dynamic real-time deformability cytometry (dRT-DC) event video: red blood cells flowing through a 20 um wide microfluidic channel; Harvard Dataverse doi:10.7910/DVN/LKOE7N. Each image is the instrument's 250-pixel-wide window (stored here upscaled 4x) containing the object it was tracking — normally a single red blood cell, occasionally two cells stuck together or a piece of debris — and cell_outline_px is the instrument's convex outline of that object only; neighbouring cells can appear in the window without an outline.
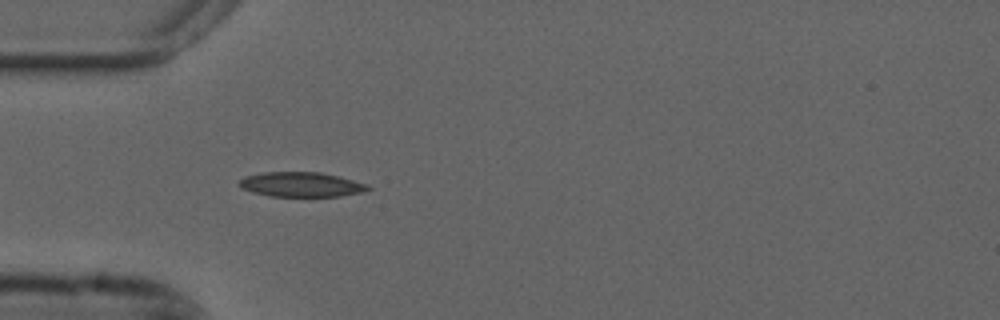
{"species": "common noctule bat (a hibernating species)", "species_latin": "Nyctalus noctula", "temperature_condition": "cold", "stored_images_in_passage": 32, "camera_frame_rate_fps": 3000, "um_per_image_px": 0.085, "animal": {"sex": "male", "forearm_length_mm": 52.5}, "frame": {"image": 1, "passage_image": 1, "time_ms": 0.0, "image_size_px": [1000, 320], "cell_outline_px": [[372, 188], [360, 192], [340, 196], [272, 196], [252, 192], [240, 188], [236, 184], [244, 176], [260, 172], [320, 172], [368, 184]], "centroid_in_image_um": [25.53, 15.67], "position_along_channel_um": 59.5, "area_um2": 18.5}}
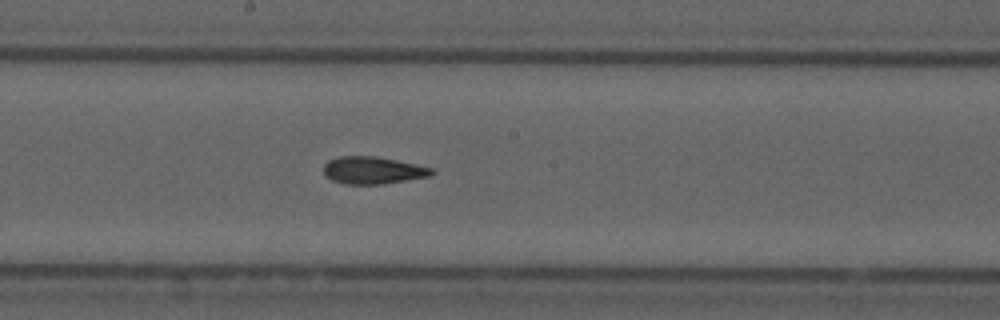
{"frame": {"image": 2, "passage_image": 14, "time_ms": 4.333, "image_size_px": [1000, 320], "cell_outline_px": [[436, 172], [428, 176], [384, 184], [344, 184], [332, 180], [324, 172], [324, 164], [328, 160], [340, 156], [376, 156], [416, 164], [432, 168]], "centroid_in_image_um": [31.69, 14.47], "position_along_channel_um": 216.5, "area_um2": 17.11}}
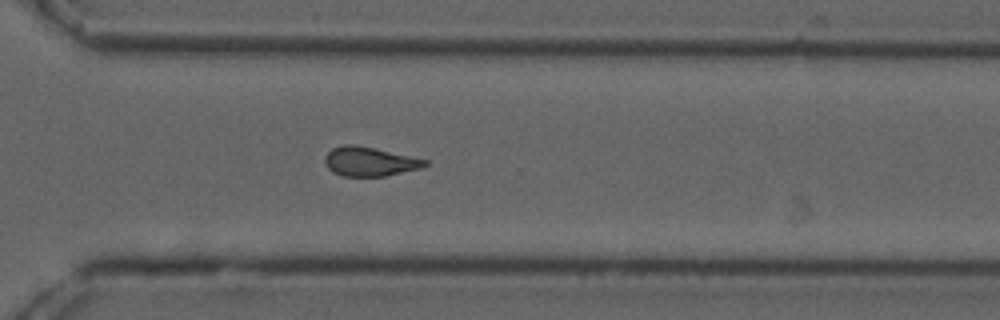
{"frame": {"image": 3, "passage_image": 24, "time_ms": 7.667, "image_size_px": [1000, 320], "cell_outline_px": [[428, 164], [420, 168], [384, 176], [344, 176], [332, 172], [328, 168], [324, 160], [324, 156], [332, 148], [344, 144], [356, 144], [376, 148], [428, 160]], "centroid_in_image_um": [31.39, 13.71], "position_along_channel_um": 339.2, "area_um2": 17.05}, "authors_computed_cell_mechanics": {"area_um2": 17.2822, "velocity_mm_per_s": 3.6942, "shape_relaxation_time_tau1_ms": 7.0592, "shape_relaxation_time_tau2_ms": 3.3729, "deformation_change_tau1": 0.1715, "deformation_change_tau2": 0.1121}}